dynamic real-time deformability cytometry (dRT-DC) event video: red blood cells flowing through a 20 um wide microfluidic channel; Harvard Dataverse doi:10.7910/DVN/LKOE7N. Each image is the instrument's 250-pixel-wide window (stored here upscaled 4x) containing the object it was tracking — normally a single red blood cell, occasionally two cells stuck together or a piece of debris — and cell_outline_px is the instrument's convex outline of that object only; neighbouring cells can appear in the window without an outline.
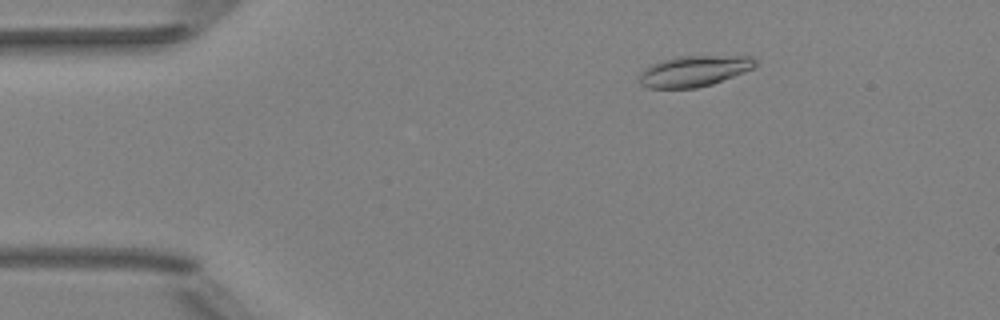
{"species": "Egyptian fruit bat (a non-hibernating species)", "species_latin": "Rousettus aegyptiacus", "temperature_condition": "room temperature", "stored_images_in_passage": 52, "camera_frame_rate_fps": 3000, "um_per_image_px": 0.085, "animal": {"sex": "female"}, "frame": {"image": 1, "passage_image": 9, "time_ms": 2.667, "image_size_px": [1000, 320], "cell_outline_px": [[756, 64], [752, 68], [744, 72], [712, 84], [696, 88], [648, 88], [640, 84], [640, 72], [644, 68], [652, 64], [676, 56], [752, 56], [756, 60]], "centroid_in_image_um": [58.98, 6.04], "position_along_channel_um": 26.0, "area_um2": 20.75}}
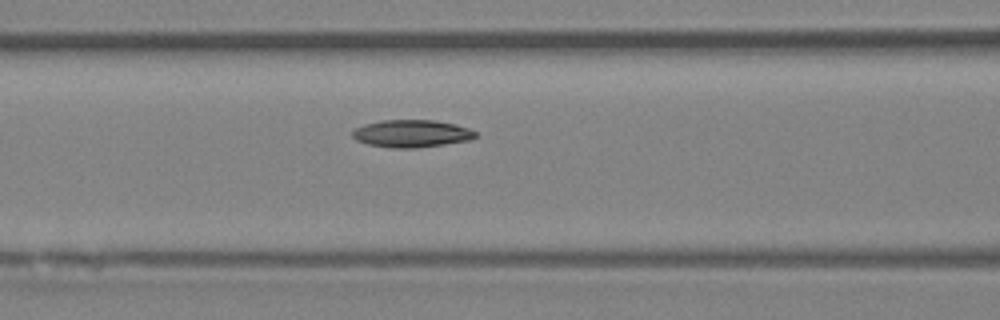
{"frame": {"image": 2, "passage_image": 22, "time_ms": 7.0, "image_size_px": [1000, 320], "cell_outline_px": [[476, 136], [472, 140], [416, 148], [392, 148], [368, 144], [356, 140], [352, 136], [352, 128], [364, 124], [380, 120], [432, 120], [456, 124], [468, 128], [476, 132]], "centroid_in_image_um": [34.96, 11.35], "position_along_channel_um": 131.6, "area_um2": 19.83}}
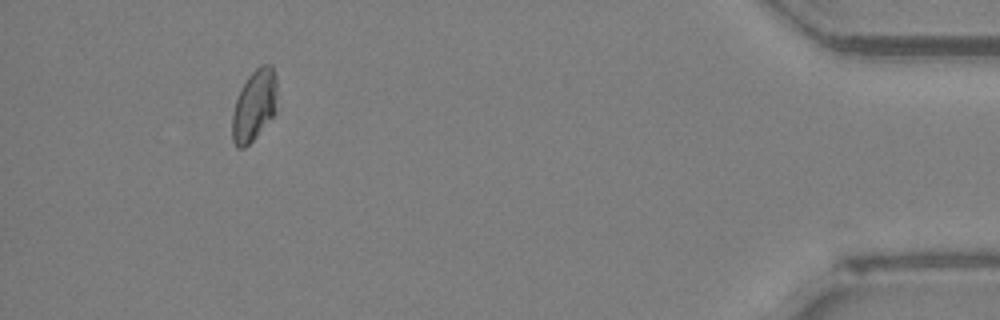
{"frame": {"image": 3, "passage_image": 48, "time_ms": 15.667, "image_size_px": [1000, 320], "cell_outline_px": [[276, 92], [272, 116], [256, 136], [244, 148], [236, 148], [232, 140], [232, 112], [240, 88], [248, 76], [260, 64], [272, 64], [276, 76]], "centroid_in_image_um": [21.57, 8.93], "position_along_channel_um": 413.6, "area_um2": 18.44}, "authors_computed_cell_mechanics": {"area_um2": 19.2763, "velocity_mm_per_s": 4.0086, "shape_relaxation_time_tau1_ms": 3.6331, "shape_relaxation_time_tau2_ms": null, "deformation_change_tau1": 0.1283, "deformation_change_tau2": null}}